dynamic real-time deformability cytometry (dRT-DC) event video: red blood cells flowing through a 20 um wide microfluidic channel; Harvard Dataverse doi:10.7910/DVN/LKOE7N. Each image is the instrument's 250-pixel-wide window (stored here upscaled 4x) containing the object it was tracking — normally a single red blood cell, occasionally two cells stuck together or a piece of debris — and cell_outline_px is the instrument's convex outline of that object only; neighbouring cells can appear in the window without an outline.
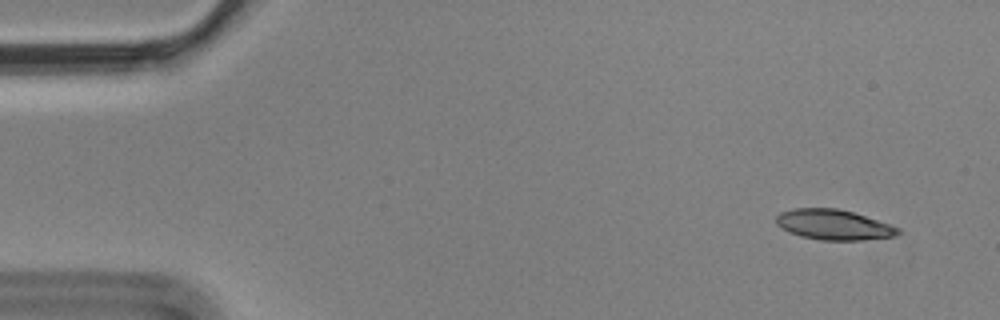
{"species": "Egyptian fruit bat (a non-hibernating species)", "species_latin": "Rousettus aegyptiacus", "temperature_condition": "cold", "stored_images_in_passage": 5, "camera_frame_rate_fps": 3000, "um_per_image_px": 0.085, "animal": {"sex": "male"}, "frame": {"image": 1, "passage_image": 2, "time_ms": 0.333, "image_size_px": [1000, 320], "cell_outline_px": [[900, 232], [896, 236], [860, 240], [820, 240], [800, 236], [788, 232], [776, 224], [776, 216], [780, 212], [792, 208], [836, 208], [852, 212], [900, 228]], "centroid_in_image_um": [70.81, 19.1], "position_along_channel_um": 14.2, "area_um2": 21.39}}
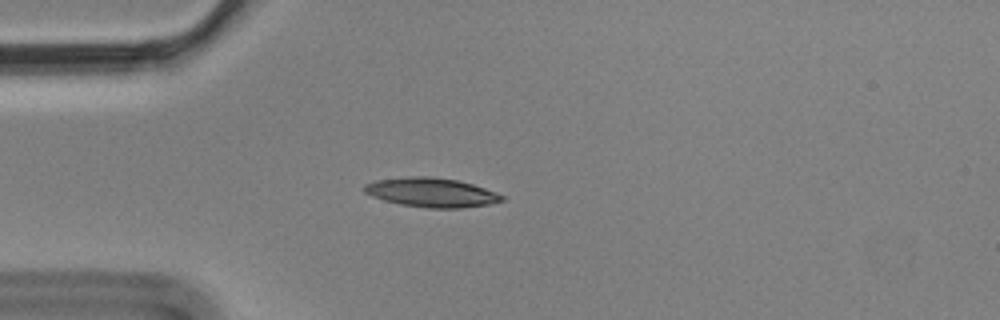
{"frame": {"image": 2, "passage_image": 5, "time_ms": 1.333, "image_size_px": [1000, 320], "cell_outline_px": [[504, 200], [488, 204], [460, 208], [428, 208], [400, 204], [384, 200], [372, 196], [364, 192], [360, 188], [364, 184], [376, 180], [408, 176], [432, 176], [456, 180], [472, 184], [496, 192], [504, 196]], "centroid_in_image_um": [36.62, 16.35], "position_along_channel_um": 48.4, "area_um2": 23.47}}